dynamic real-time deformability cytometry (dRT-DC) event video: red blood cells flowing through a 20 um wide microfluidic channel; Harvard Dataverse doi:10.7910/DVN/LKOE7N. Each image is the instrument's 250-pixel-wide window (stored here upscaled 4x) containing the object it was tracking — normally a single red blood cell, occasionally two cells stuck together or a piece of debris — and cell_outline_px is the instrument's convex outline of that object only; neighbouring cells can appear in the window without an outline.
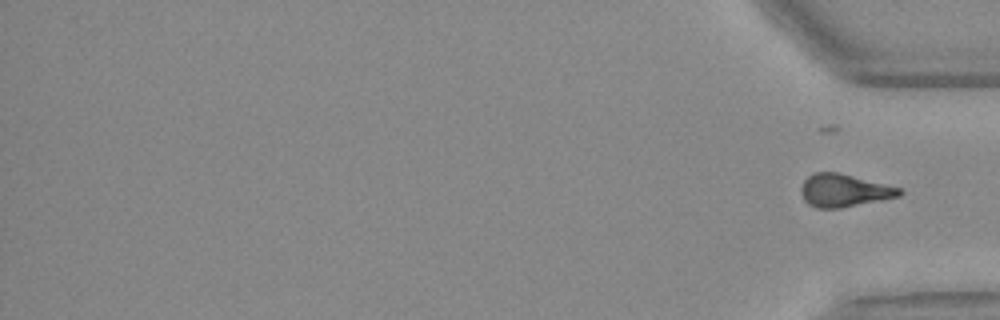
{"species": "Egyptian fruit bat (a non-hibernating species)", "species_latin": "Rousettus aegyptiacus", "temperature_condition": "warm", "stored_images_in_passage": 52, "segment_of_instrument_passage": [2, 2], "camera_frame_rate_fps": 3000, "um_per_image_px": 0.085, "animal": {"sex": "female"}, "frame": {"image": 1, "passage_image": 52, "time_ms": 17.0, "image_size_px": [1000, 320], "cell_outline_px": [[904, 192], [900, 196], [840, 208], [816, 208], [808, 204], [804, 200], [800, 192], [800, 188], [804, 180], [808, 176], [816, 172], [840, 172], [900, 188]], "centroid_in_image_um": [71.71, 16.19], "position_along_channel_um": 363.5, "area_um2": 18.79}}